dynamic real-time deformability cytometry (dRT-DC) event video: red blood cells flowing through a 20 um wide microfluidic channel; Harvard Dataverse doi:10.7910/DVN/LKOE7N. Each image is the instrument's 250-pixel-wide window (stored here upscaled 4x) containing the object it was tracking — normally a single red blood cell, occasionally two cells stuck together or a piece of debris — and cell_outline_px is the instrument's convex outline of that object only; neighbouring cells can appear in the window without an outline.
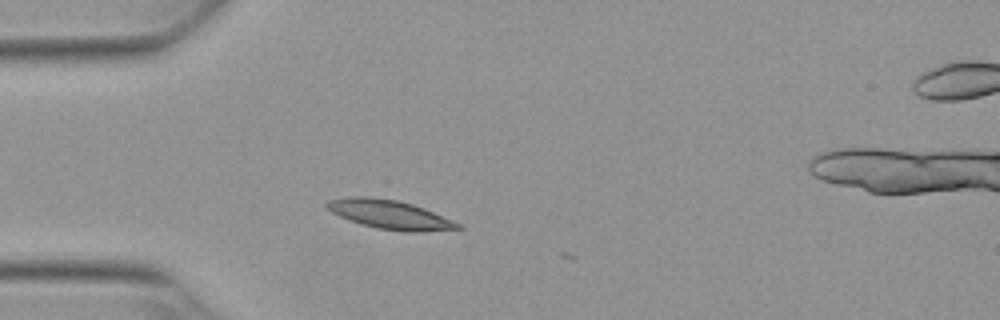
{"species": "Egyptian fruit bat (a non-hibernating species)", "species_latin": "Rousettus aegyptiacus", "temperature_condition": "warm", "stored_images_in_passage": 5, "camera_frame_rate_fps": 3000, "um_per_image_px": 0.085, "animal": {"sex": "female"}, "frame": {"image": 1, "passage_image": 3, "time_ms": 0.667, "image_size_px": [1000, 320], "cell_outline_px": [[464, 228], [420, 232], [408, 232], [376, 228], [360, 224], [340, 216], [324, 208], [324, 204], [328, 200], [348, 196], [368, 196], [396, 200], [412, 204], [424, 208], [452, 220], [460, 224]], "centroid_in_image_um": [33.09, 18.23], "position_along_channel_um": 51.9, "area_um2": 22.14}}